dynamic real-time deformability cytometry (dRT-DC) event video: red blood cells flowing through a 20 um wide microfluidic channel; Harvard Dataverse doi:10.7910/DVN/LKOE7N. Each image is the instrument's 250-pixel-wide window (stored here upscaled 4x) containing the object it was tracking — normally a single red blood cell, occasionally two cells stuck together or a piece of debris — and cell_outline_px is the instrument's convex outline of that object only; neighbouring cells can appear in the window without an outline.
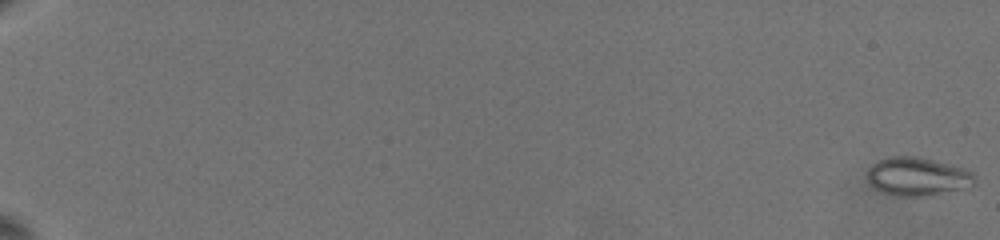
{"species": "common noctule bat (a hibernating species)", "species_latin": "Nyctalus noctula", "temperature_condition": "warm", "stored_images_in_passage": 27, "camera_frame_rate_fps": 3000, "um_per_image_px": 0.085, "animal": {"sex": "female", "body_mass_g": 19.5, "forearm_length_mm": 54.1}, "frame": {"image": 1, "passage_image": 1, "time_ms": 0.0, "image_size_px": [1000, 240], "cell_outline_px": [[976, 184], [964, 188], [928, 196], [900, 196], [880, 192], [868, 184], [864, 176], [868, 168], [876, 160], [888, 156], [916, 156], [968, 168], [976, 176]], "centroid_in_image_um": [77.95, 15.0], "position_along_channel_um": 7.0, "area_um2": 24.74}}
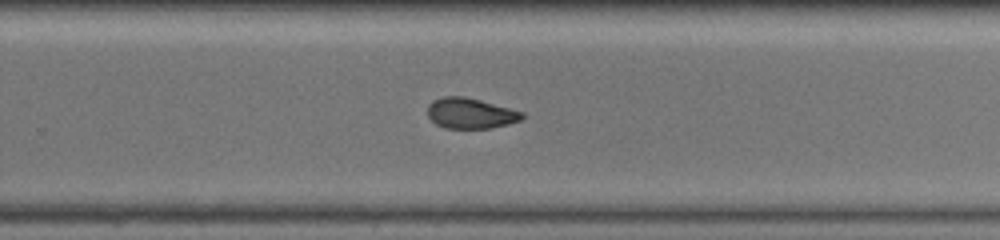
{"frame": {"image": 2, "passage_image": 15, "time_ms": 15.0, "image_size_px": [1000, 240], "cell_outline_px": [[524, 116], [520, 120], [508, 124], [488, 128], [444, 128], [436, 124], [428, 116], [428, 104], [432, 100], [444, 96], [464, 96], [480, 100], [524, 112]], "centroid_in_image_um": [39.97, 9.62], "position_along_channel_um": 289.8, "area_um2": 16.76}}
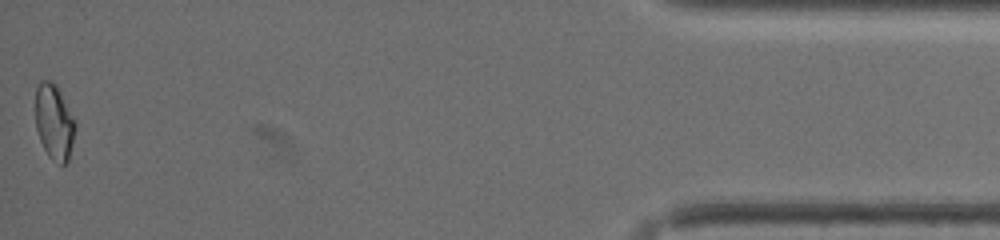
{"frame": {"image": 3, "passage_image": 27, "time_ms": 21.0, "image_size_px": [1000, 240], "cell_outline_px": [[76, 124], [68, 160], [64, 164], [56, 164], [48, 156], [40, 140], [36, 128], [36, 88], [40, 80], [48, 80], [56, 84], [76, 120]], "centroid_in_image_um": [4.61, 10.36], "position_along_channel_um": 430.6, "area_um2": 17.51}, "authors_computed_cell_mechanics": {"area_um2": 17.5134, "velocity_mm_per_s": 3.5606, "shape_relaxation_time_tau1_ms": null, "shape_relaxation_time_tau2_ms": 2.1263, "deformation_change_tau1": null, "deformation_change_tau2": 0.0644}}